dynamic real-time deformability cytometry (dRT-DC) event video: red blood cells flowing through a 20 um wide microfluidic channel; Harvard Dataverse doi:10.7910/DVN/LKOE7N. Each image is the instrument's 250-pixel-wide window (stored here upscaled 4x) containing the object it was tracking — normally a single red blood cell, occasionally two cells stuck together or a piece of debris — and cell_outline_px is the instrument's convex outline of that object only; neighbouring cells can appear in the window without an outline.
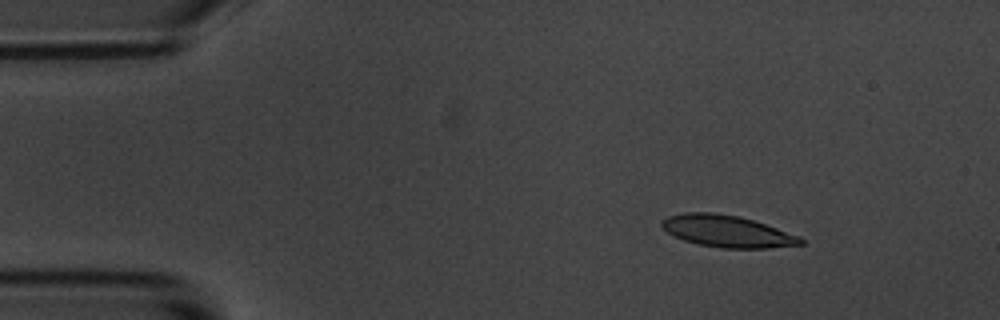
{"species": "common noctule bat (a hibernating species)", "species_latin": "Nyctalus noctula", "temperature_condition": "room temperature", "stored_images_in_passage": 7, "camera_frame_rate_fps": 3000, "um_per_image_px": 0.085, "animal": {"sex": "male", "body_mass_g": 20.1, "forearm_length_mm": 53.5}, "frame": {"image": 1, "passage_image": 3, "time_ms": 2.333, "image_size_px": [1000, 320], "cell_outline_px": [[804, 244], [768, 248], [720, 248], [696, 244], [684, 240], [668, 232], [660, 224], [660, 220], [668, 216], [684, 212], [712, 212], [740, 216], [800, 236], [804, 240]], "centroid_in_image_um": [61.79, 19.65], "position_along_channel_um": 23.2, "area_um2": 25.72}}
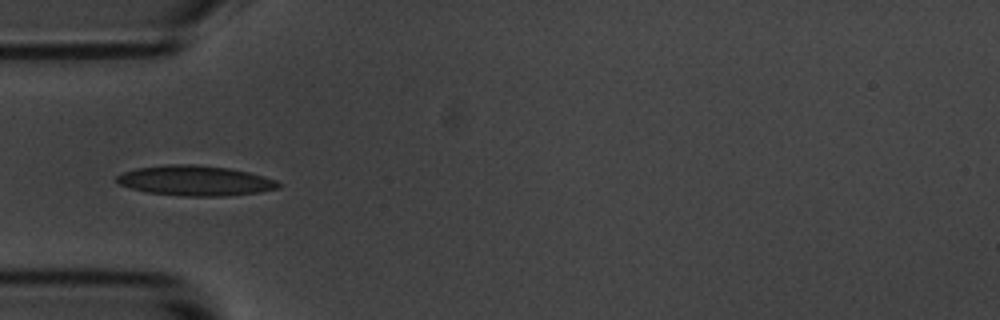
{"frame": {"image": 2, "passage_image": 5, "time_ms": 5.667, "image_size_px": [1000, 320], "cell_outline_px": [[280, 188], [260, 192], [224, 196], [180, 196], [144, 192], [120, 184], [116, 180], [116, 176], [124, 172], [136, 168], [168, 164], [196, 164], [228, 168], [248, 172], [264, 176], [276, 180], [280, 184]], "centroid_in_image_um": [16.6, 15.36], "position_along_channel_um": 68.4, "area_um2": 28.44}}
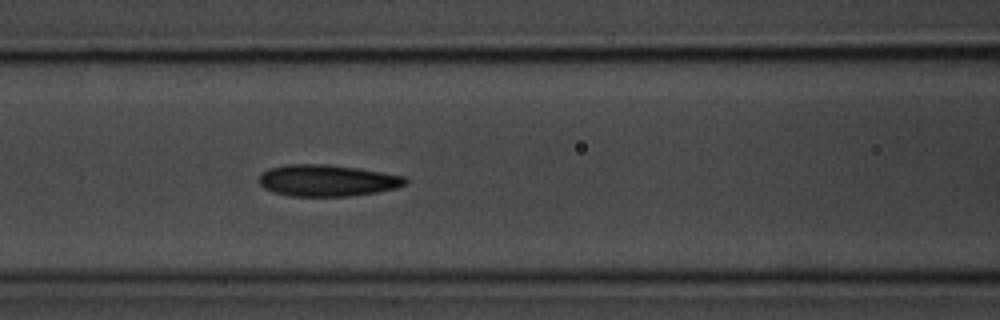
{"frame": {"image": 3, "passage_image": 7, "time_ms": 7.667, "image_size_px": [1000, 320], "cell_outline_px": [[408, 184], [396, 188], [376, 192], [348, 196], [292, 196], [272, 192], [264, 188], [260, 184], [260, 176], [268, 168], [288, 164], [328, 164], [356, 168], [404, 176], [408, 180]], "centroid_in_image_um": [27.81, 15.34], "position_along_channel_um": 138.8, "area_um2": 26.82}}